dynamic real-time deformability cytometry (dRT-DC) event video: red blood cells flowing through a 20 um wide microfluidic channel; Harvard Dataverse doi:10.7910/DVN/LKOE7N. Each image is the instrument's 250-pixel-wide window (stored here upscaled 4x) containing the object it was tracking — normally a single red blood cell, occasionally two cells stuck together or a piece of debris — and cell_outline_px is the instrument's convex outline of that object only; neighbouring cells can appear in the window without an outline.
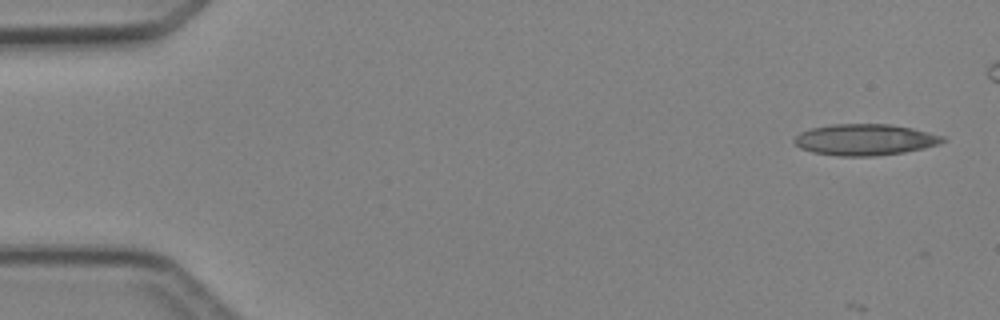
{"species": "Egyptian fruit bat (a non-hibernating species)", "species_latin": "Rousettus aegyptiacus", "temperature_condition": "cold", "stored_images_in_passage": 5, "camera_frame_rate_fps": 3000, "um_per_image_px": 0.085, "animal": {"sex": "female"}, "frame": {"image": 1, "passage_image": 1, "time_ms": 0.0, "image_size_px": [1000, 320], "cell_outline_px": [[948, 140], [924, 148], [904, 152], [876, 156], [840, 156], [812, 152], [800, 148], [792, 140], [800, 132], [812, 128], [832, 124], [892, 124], [912, 128], [944, 136]], "centroid_in_image_um": [73.52, 11.87], "position_along_channel_um": 11.5, "area_um2": 27.05}}